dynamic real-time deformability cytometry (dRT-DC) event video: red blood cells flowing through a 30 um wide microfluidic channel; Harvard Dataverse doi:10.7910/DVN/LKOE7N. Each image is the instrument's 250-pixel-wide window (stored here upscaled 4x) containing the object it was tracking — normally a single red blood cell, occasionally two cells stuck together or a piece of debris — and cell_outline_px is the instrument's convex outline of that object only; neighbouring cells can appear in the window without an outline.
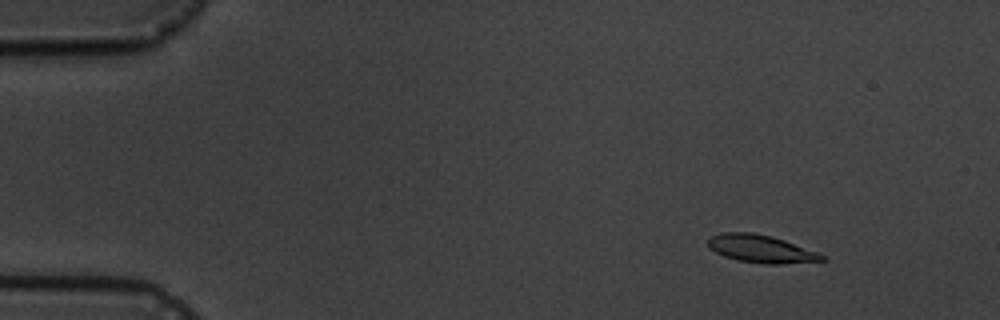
{"species": "common noctule bat (a hibernating species)", "species_latin": "Nyctalus noctula", "temperature_condition": "cold", "stored_images_in_passage": 3, "camera_frame_rate_fps": 3000, "um_per_image_px": 0.085, "animal": {"sex": "male", "body_mass_g": 19.5, "forearm_length_mm": 54.6}, "frame": {"image": 1, "passage_image": 1, "time_ms": 0.0, "image_size_px": [1000, 320], "cell_outline_px": [[828, 260], [776, 264], [764, 264], [736, 260], [724, 256], [708, 248], [708, 236], [720, 232], [752, 232], [772, 236], [784, 240], [816, 252], [824, 256]], "centroid_in_image_um": [64.61, 21.14], "position_along_channel_um": 20.4, "area_um2": 18.44}}
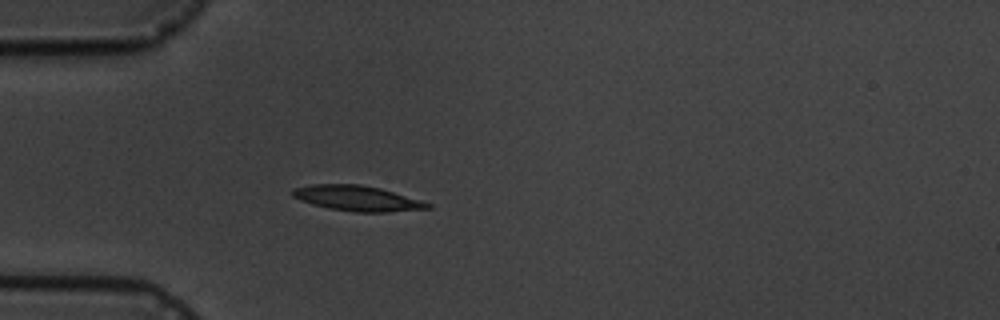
{"frame": {"image": 2, "passage_image": 3, "time_ms": 3.333, "image_size_px": [1000, 320], "cell_outline_px": [[432, 208], [388, 212], [356, 212], [328, 208], [312, 204], [300, 200], [292, 196], [292, 188], [312, 184], [360, 184], [380, 188], [420, 200], [432, 204]], "centroid_in_image_um": [30.34, 16.85], "position_along_channel_um": 54.7, "area_um2": 19.88}}